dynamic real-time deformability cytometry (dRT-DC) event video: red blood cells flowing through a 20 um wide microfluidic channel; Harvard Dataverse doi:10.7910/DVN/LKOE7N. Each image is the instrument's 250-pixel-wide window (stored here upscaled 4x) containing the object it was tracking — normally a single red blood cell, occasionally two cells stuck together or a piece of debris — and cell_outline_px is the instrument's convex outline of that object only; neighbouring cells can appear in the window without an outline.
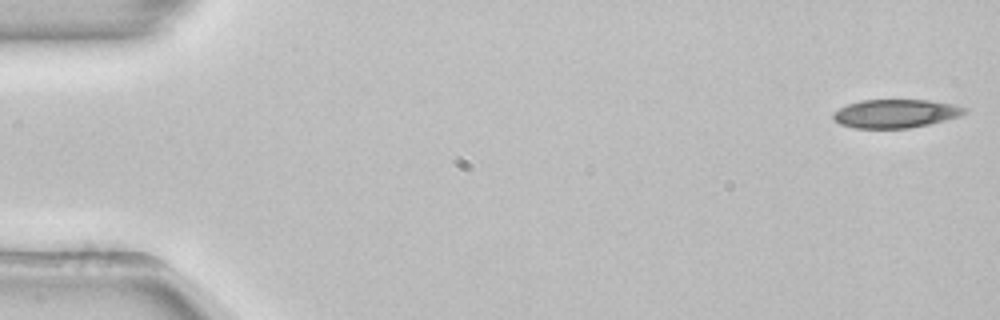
{"species": "common noctule bat (a hibernating species)", "species_latin": "Nyctalus noctula", "temperature_condition": "room temperature", "stored_images_in_passage": 52, "camera_frame_rate_fps": 3000, "um_per_image_px": 0.085, "animal": {"sex": "female", "body_mass_g": 22.7, "forearm_length_mm": 54.2}, "frame": {"image": 1, "passage_image": 1, "time_ms": 0.0, "image_size_px": [1000, 320], "cell_outline_px": [[968, 112], [960, 116], [928, 124], [908, 128], [856, 128], [840, 124], [832, 116], [832, 112], [848, 104], [860, 100], [928, 100], [952, 104], [968, 108]], "centroid_in_image_um": [76.13, 9.65], "position_along_channel_um": 8.9, "area_um2": 21.73}}
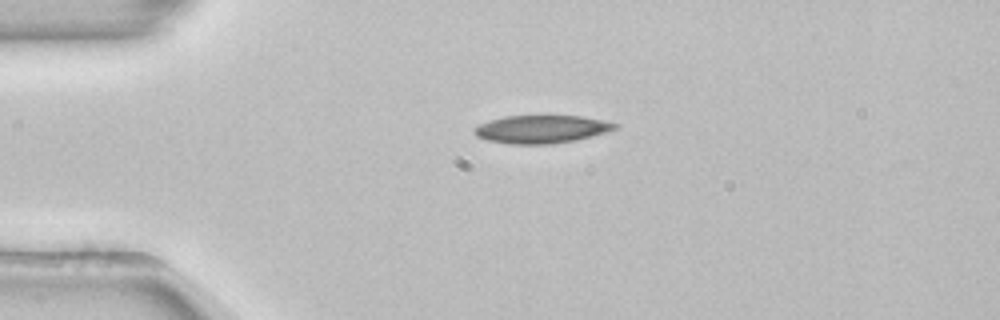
{"frame": {"image": 2, "passage_image": 12, "time_ms": 3.667, "image_size_px": [1000, 320], "cell_outline_px": [[620, 124], [616, 128], [608, 132], [576, 140], [552, 144], [508, 144], [488, 140], [476, 136], [472, 132], [472, 128], [488, 120], [504, 116], [580, 116], [604, 120]], "centroid_in_image_um": [46.01, 10.98], "position_along_channel_um": 39.0, "area_um2": 23.12}}
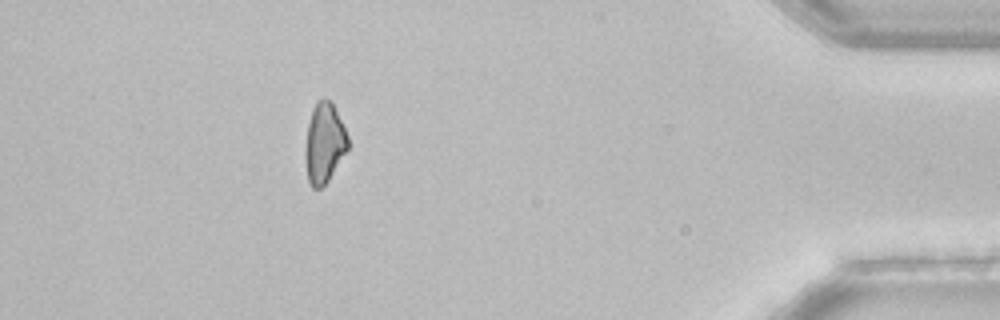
{"frame": {"image": 3, "passage_image": 47, "time_ms": 15.333, "image_size_px": [1000, 320], "cell_outline_px": [[348, 148], [328, 180], [320, 188], [312, 188], [308, 180], [304, 160], [304, 152], [308, 124], [312, 108], [316, 100], [324, 96], [332, 100], [348, 136]], "centroid_in_image_um": [27.54, 12.1], "position_along_channel_um": 407.7, "area_um2": 20.11}, "authors_computed_cell_mechanics": {"area_um2": 22.1952, "velocity_mm_per_s": 3.8948, "shape_relaxation_time_tau1_ms": 5.2908, "shape_relaxation_time_tau2_ms": null, "deformation_change_tau1": 0.1419, "deformation_change_tau2": null}}